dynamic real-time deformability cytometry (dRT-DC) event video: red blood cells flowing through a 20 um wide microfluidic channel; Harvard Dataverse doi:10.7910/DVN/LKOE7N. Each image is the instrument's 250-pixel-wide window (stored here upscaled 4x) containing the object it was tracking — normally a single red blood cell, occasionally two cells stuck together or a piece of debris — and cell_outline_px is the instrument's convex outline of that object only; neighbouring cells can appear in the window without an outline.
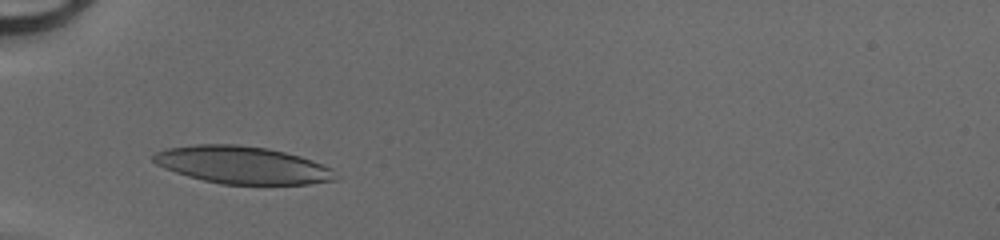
{"species": "human", "species_latin": "Homo sapiens", "temperature_condition": "cold", "stored_images_in_passage": 28, "camera_frame_rate_fps": 3000, "um_per_image_px": 0.085, "donor": {"sex": "male"}, "frame": {"image": 1, "passage_image": 1, "time_ms": 0.0, "image_size_px": [1000, 240], "cell_outline_px": [[336, 180], [308, 184], [224, 184], [204, 180], [188, 176], [164, 168], [156, 164], [152, 160], [152, 156], [156, 152], [168, 148], [196, 144], [236, 144], [268, 148], [300, 156], [332, 168]], "centroid_in_image_um": [20.58, 14.02], "position_along_channel_um": 64.4, "area_um2": 39.48}}
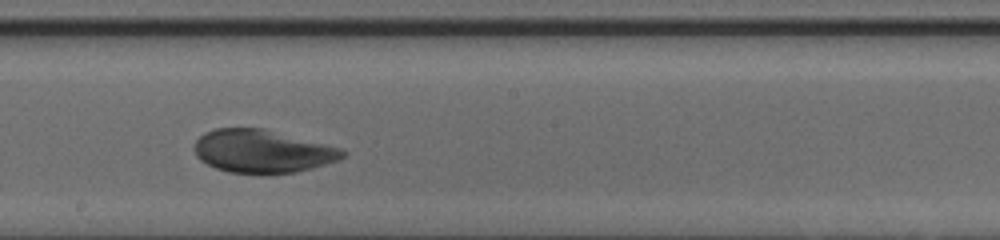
{"frame": {"image": 2, "passage_image": 13, "time_ms": 4.0, "image_size_px": [1000, 240], "cell_outline_px": [[344, 156], [336, 160], [324, 164], [296, 172], [228, 172], [216, 168], [200, 160], [196, 156], [196, 140], [204, 132], [216, 128], [264, 128], [340, 148], [344, 152]], "centroid_in_image_um": [22.26, 12.83], "position_along_channel_um": 225.9, "area_um2": 36.3}}
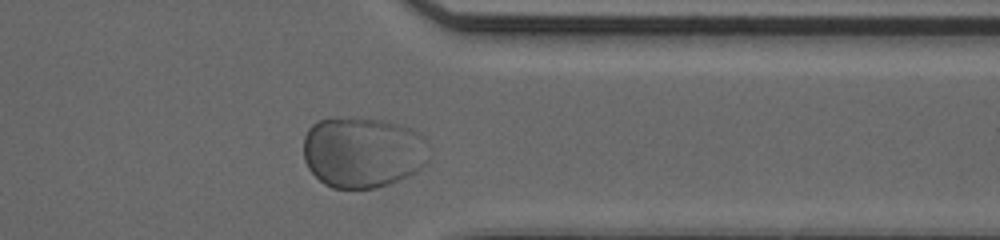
{"frame": {"image": 3, "passage_image": 24, "time_ms": 7.667, "image_size_px": [1000, 240], "cell_outline_px": [[432, 156], [420, 168], [408, 176], [400, 180], [376, 188], [332, 188], [324, 184], [308, 168], [304, 160], [304, 136], [308, 128], [312, 124], [320, 120], [388, 120], [412, 128], [420, 132], [424, 136]], "centroid_in_image_um": [30.89, 12.96], "position_along_channel_um": 380.5, "area_um2": 51.96}}